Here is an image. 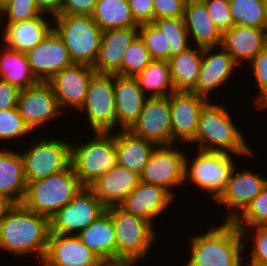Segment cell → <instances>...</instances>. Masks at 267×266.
<instances>
[{"label": "cell", "instance_id": "5b68a950", "mask_svg": "<svg viewBox=\"0 0 267 266\" xmlns=\"http://www.w3.org/2000/svg\"><path fill=\"white\" fill-rule=\"evenodd\" d=\"M116 237V264L138 263L147 256L157 238L155 226L149 221L126 212L120 206L106 208Z\"/></svg>", "mask_w": 267, "mask_h": 266}, {"label": "cell", "instance_id": "f546056e", "mask_svg": "<svg viewBox=\"0 0 267 266\" xmlns=\"http://www.w3.org/2000/svg\"><path fill=\"white\" fill-rule=\"evenodd\" d=\"M27 182L21 153L12 149H0V195L15 204H21L26 193Z\"/></svg>", "mask_w": 267, "mask_h": 266}, {"label": "cell", "instance_id": "ac0fdd59", "mask_svg": "<svg viewBox=\"0 0 267 266\" xmlns=\"http://www.w3.org/2000/svg\"><path fill=\"white\" fill-rule=\"evenodd\" d=\"M236 170L235 167L223 192L215 200L230 210L224 221L232 222L267 184V179L259 173L249 169L241 172Z\"/></svg>", "mask_w": 267, "mask_h": 266}, {"label": "cell", "instance_id": "7bdbcfd3", "mask_svg": "<svg viewBox=\"0 0 267 266\" xmlns=\"http://www.w3.org/2000/svg\"><path fill=\"white\" fill-rule=\"evenodd\" d=\"M241 231L243 239H249V232H253V245L250 255V261L248 263H253L259 266H267V226H255V227H238ZM249 228V229H248ZM247 230V231H246ZM251 230V231H250ZM253 230V231H252ZM248 235L246 236V234Z\"/></svg>", "mask_w": 267, "mask_h": 266}, {"label": "cell", "instance_id": "ffe728a7", "mask_svg": "<svg viewBox=\"0 0 267 266\" xmlns=\"http://www.w3.org/2000/svg\"><path fill=\"white\" fill-rule=\"evenodd\" d=\"M218 48V49H217ZM217 49L220 52H214ZM239 65L222 47L203 48L202 65L196 86L191 90L199 96L209 99V94L228 82L230 76Z\"/></svg>", "mask_w": 267, "mask_h": 266}, {"label": "cell", "instance_id": "484cf974", "mask_svg": "<svg viewBox=\"0 0 267 266\" xmlns=\"http://www.w3.org/2000/svg\"><path fill=\"white\" fill-rule=\"evenodd\" d=\"M42 14L34 19L16 23H6L0 31L3 44L12 50L27 53L38 45L53 29V19H45Z\"/></svg>", "mask_w": 267, "mask_h": 266}, {"label": "cell", "instance_id": "d590c367", "mask_svg": "<svg viewBox=\"0 0 267 266\" xmlns=\"http://www.w3.org/2000/svg\"><path fill=\"white\" fill-rule=\"evenodd\" d=\"M152 23L165 35L170 47V58L192 46L183 18H162Z\"/></svg>", "mask_w": 267, "mask_h": 266}, {"label": "cell", "instance_id": "7dc6e473", "mask_svg": "<svg viewBox=\"0 0 267 266\" xmlns=\"http://www.w3.org/2000/svg\"><path fill=\"white\" fill-rule=\"evenodd\" d=\"M97 0H63L61 14L91 16Z\"/></svg>", "mask_w": 267, "mask_h": 266}, {"label": "cell", "instance_id": "ab89813d", "mask_svg": "<svg viewBox=\"0 0 267 266\" xmlns=\"http://www.w3.org/2000/svg\"><path fill=\"white\" fill-rule=\"evenodd\" d=\"M138 35L144 41L153 60L168 61L170 59L169 43L163 32L153 23L140 25L138 28Z\"/></svg>", "mask_w": 267, "mask_h": 266}, {"label": "cell", "instance_id": "30bf717a", "mask_svg": "<svg viewBox=\"0 0 267 266\" xmlns=\"http://www.w3.org/2000/svg\"><path fill=\"white\" fill-rule=\"evenodd\" d=\"M87 114L91 132H114L116 112L114 74L95 73L89 83L86 99L79 110Z\"/></svg>", "mask_w": 267, "mask_h": 266}, {"label": "cell", "instance_id": "f5cc1de1", "mask_svg": "<svg viewBox=\"0 0 267 266\" xmlns=\"http://www.w3.org/2000/svg\"><path fill=\"white\" fill-rule=\"evenodd\" d=\"M136 263H118V264H107L106 266H135Z\"/></svg>", "mask_w": 267, "mask_h": 266}, {"label": "cell", "instance_id": "4fadbf2b", "mask_svg": "<svg viewBox=\"0 0 267 266\" xmlns=\"http://www.w3.org/2000/svg\"><path fill=\"white\" fill-rule=\"evenodd\" d=\"M17 108L31 131L60 116L61 108L52 86L40 81L32 87L20 90ZM47 122V123H46ZM41 127V128H40Z\"/></svg>", "mask_w": 267, "mask_h": 266}, {"label": "cell", "instance_id": "681fc988", "mask_svg": "<svg viewBox=\"0 0 267 266\" xmlns=\"http://www.w3.org/2000/svg\"><path fill=\"white\" fill-rule=\"evenodd\" d=\"M35 2L42 14H48L51 18L61 15L63 0H35Z\"/></svg>", "mask_w": 267, "mask_h": 266}, {"label": "cell", "instance_id": "5bb4252c", "mask_svg": "<svg viewBox=\"0 0 267 266\" xmlns=\"http://www.w3.org/2000/svg\"><path fill=\"white\" fill-rule=\"evenodd\" d=\"M208 102L209 99L192 91H174L169 95L172 145L178 141L191 144L195 139L200 112Z\"/></svg>", "mask_w": 267, "mask_h": 266}, {"label": "cell", "instance_id": "277c9868", "mask_svg": "<svg viewBox=\"0 0 267 266\" xmlns=\"http://www.w3.org/2000/svg\"><path fill=\"white\" fill-rule=\"evenodd\" d=\"M72 166L63 172L27 184L22 205L49 219L83 188Z\"/></svg>", "mask_w": 267, "mask_h": 266}, {"label": "cell", "instance_id": "836d02e7", "mask_svg": "<svg viewBox=\"0 0 267 266\" xmlns=\"http://www.w3.org/2000/svg\"><path fill=\"white\" fill-rule=\"evenodd\" d=\"M135 78L148 97H165L175 91L168 61L152 60Z\"/></svg>", "mask_w": 267, "mask_h": 266}, {"label": "cell", "instance_id": "b9f144b4", "mask_svg": "<svg viewBox=\"0 0 267 266\" xmlns=\"http://www.w3.org/2000/svg\"><path fill=\"white\" fill-rule=\"evenodd\" d=\"M250 70L255 77L258 97L253 99L256 109L267 108V45L249 62Z\"/></svg>", "mask_w": 267, "mask_h": 266}, {"label": "cell", "instance_id": "74e56055", "mask_svg": "<svg viewBox=\"0 0 267 266\" xmlns=\"http://www.w3.org/2000/svg\"><path fill=\"white\" fill-rule=\"evenodd\" d=\"M152 60L144 41L138 35L124 53L122 60V76L135 77L149 65Z\"/></svg>", "mask_w": 267, "mask_h": 266}, {"label": "cell", "instance_id": "d6a6232c", "mask_svg": "<svg viewBox=\"0 0 267 266\" xmlns=\"http://www.w3.org/2000/svg\"><path fill=\"white\" fill-rule=\"evenodd\" d=\"M91 17L102 31L140 26L134 20L128 0H97Z\"/></svg>", "mask_w": 267, "mask_h": 266}, {"label": "cell", "instance_id": "52a82bcc", "mask_svg": "<svg viewBox=\"0 0 267 266\" xmlns=\"http://www.w3.org/2000/svg\"><path fill=\"white\" fill-rule=\"evenodd\" d=\"M84 144L71 143V166L84 187L117 165L115 140L112 132H93Z\"/></svg>", "mask_w": 267, "mask_h": 266}, {"label": "cell", "instance_id": "816d5d0a", "mask_svg": "<svg viewBox=\"0 0 267 266\" xmlns=\"http://www.w3.org/2000/svg\"><path fill=\"white\" fill-rule=\"evenodd\" d=\"M263 30L265 32L266 39H267V0H266V3H265V22H264Z\"/></svg>", "mask_w": 267, "mask_h": 266}, {"label": "cell", "instance_id": "1f68e13d", "mask_svg": "<svg viewBox=\"0 0 267 266\" xmlns=\"http://www.w3.org/2000/svg\"><path fill=\"white\" fill-rule=\"evenodd\" d=\"M0 48V79L20 90L32 87L40 81L31 71L26 53L1 46Z\"/></svg>", "mask_w": 267, "mask_h": 266}, {"label": "cell", "instance_id": "603a6c76", "mask_svg": "<svg viewBox=\"0 0 267 266\" xmlns=\"http://www.w3.org/2000/svg\"><path fill=\"white\" fill-rule=\"evenodd\" d=\"M147 98L135 77L114 74L116 128L129 130L137 121Z\"/></svg>", "mask_w": 267, "mask_h": 266}, {"label": "cell", "instance_id": "ee69618b", "mask_svg": "<svg viewBox=\"0 0 267 266\" xmlns=\"http://www.w3.org/2000/svg\"><path fill=\"white\" fill-rule=\"evenodd\" d=\"M207 7L208 13L216 25V28L223 34L234 26L230 13L229 0H202Z\"/></svg>", "mask_w": 267, "mask_h": 266}, {"label": "cell", "instance_id": "3957f363", "mask_svg": "<svg viewBox=\"0 0 267 266\" xmlns=\"http://www.w3.org/2000/svg\"><path fill=\"white\" fill-rule=\"evenodd\" d=\"M226 107L210 101L201 110L195 139L199 150L234 153L248 156L251 153L247 140L236 127Z\"/></svg>", "mask_w": 267, "mask_h": 266}, {"label": "cell", "instance_id": "8992f818", "mask_svg": "<svg viewBox=\"0 0 267 266\" xmlns=\"http://www.w3.org/2000/svg\"><path fill=\"white\" fill-rule=\"evenodd\" d=\"M53 29L62 38L73 63L94 66L102 30L89 15L61 14L54 18Z\"/></svg>", "mask_w": 267, "mask_h": 266}, {"label": "cell", "instance_id": "d6986e66", "mask_svg": "<svg viewBox=\"0 0 267 266\" xmlns=\"http://www.w3.org/2000/svg\"><path fill=\"white\" fill-rule=\"evenodd\" d=\"M26 55L32 73L42 82L74 64L62 38L54 29Z\"/></svg>", "mask_w": 267, "mask_h": 266}, {"label": "cell", "instance_id": "44dd1931", "mask_svg": "<svg viewBox=\"0 0 267 266\" xmlns=\"http://www.w3.org/2000/svg\"><path fill=\"white\" fill-rule=\"evenodd\" d=\"M174 198L161 186L140 182L119 206L126 212L141 217L154 225L155 218L164 214L170 204L174 202Z\"/></svg>", "mask_w": 267, "mask_h": 266}, {"label": "cell", "instance_id": "9c48e42d", "mask_svg": "<svg viewBox=\"0 0 267 266\" xmlns=\"http://www.w3.org/2000/svg\"><path fill=\"white\" fill-rule=\"evenodd\" d=\"M21 152L27 184L63 172L71 166V143L67 140L39 138Z\"/></svg>", "mask_w": 267, "mask_h": 266}, {"label": "cell", "instance_id": "f35d334b", "mask_svg": "<svg viewBox=\"0 0 267 266\" xmlns=\"http://www.w3.org/2000/svg\"><path fill=\"white\" fill-rule=\"evenodd\" d=\"M40 15L42 13L35 0H7L0 5V26L4 23L28 21Z\"/></svg>", "mask_w": 267, "mask_h": 266}, {"label": "cell", "instance_id": "4dcf8cb0", "mask_svg": "<svg viewBox=\"0 0 267 266\" xmlns=\"http://www.w3.org/2000/svg\"><path fill=\"white\" fill-rule=\"evenodd\" d=\"M193 47L194 45L168 60L175 91H191L196 86L202 65L203 48Z\"/></svg>", "mask_w": 267, "mask_h": 266}, {"label": "cell", "instance_id": "8fae6325", "mask_svg": "<svg viewBox=\"0 0 267 266\" xmlns=\"http://www.w3.org/2000/svg\"><path fill=\"white\" fill-rule=\"evenodd\" d=\"M106 207L89 187L81 191L50 219V233L78 235L101 214Z\"/></svg>", "mask_w": 267, "mask_h": 266}, {"label": "cell", "instance_id": "60d3db41", "mask_svg": "<svg viewBox=\"0 0 267 266\" xmlns=\"http://www.w3.org/2000/svg\"><path fill=\"white\" fill-rule=\"evenodd\" d=\"M31 133L17 107L0 111V140L11 141Z\"/></svg>", "mask_w": 267, "mask_h": 266}, {"label": "cell", "instance_id": "e0dca14e", "mask_svg": "<svg viewBox=\"0 0 267 266\" xmlns=\"http://www.w3.org/2000/svg\"><path fill=\"white\" fill-rule=\"evenodd\" d=\"M95 73L92 66L74 63L47 81L53 88L61 110L68 107L75 111L81 109L90 80Z\"/></svg>", "mask_w": 267, "mask_h": 266}, {"label": "cell", "instance_id": "8d00e7d4", "mask_svg": "<svg viewBox=\"0 0 267 266\" xmlns=\"http://www.w3.org/2000/svg\"><path fill=\"white\" fill-rule=\"evenodd\" d=\"M232 222L237 227L267 226V184Z\"/></svg>", "mask_w": 267, "mask_h": 266}, {"label": "cell", "instance_id": "9a60e30c", "mask_svg": "<svg viewBox=\"0 0 267 266\" xmlns=\"http://www.w3.org/2000/svg\"><path fill=\"white\" fill-rule=\"evenodd\" d=\"M129 130L157 146L172 145L169 96L148 97L137 121Z\"/></svg>", "mask_w": 267, "mask_h": 266}, {"label": "cell", "instance_id": "d4e9b609", "mask_svg": "<svg viewBox=\"0 0 267 266\" xmlns=\"http://www.w3.org/2000/svg\"><path fill=\"white\" fill-rule=\"evenodd\" d=\"M267 45L263 28L234 25L222 34L221 45L241 67L248 63Z\"/></svg>", "mask_w": 267, "mask_h": 266}, {"label": "cell", "instance_id": "6da1fadb", "mask_svg": "<svg viewBox=\"0 0 267 266\" xmlns=\"http://www.w3.org/2000/svg\"><path fill=\"white\" fill-rule=\"evenodd\" d=\"M50 236V219L15 204L0 222V250L17 256L34 254L41 263Z\"/></svg>", "mask_w": 267, "mask_h": 266}, {"label": "cell", "instance_id": "7402d4cb", "mask_svg": "<svg viewBox=\"0 0 267 266\" xmlns=\"http://www.w3.org/2000/svg\"><path fill=\"white\" fill-rule=\"evenodd\" d=\"M139 27L109 29L102 32L96 73L122 75V60L126 49L138 36Z\"/></svg>", "mask_w": 267, "mask_h": 266}, {"label": "cell", "instance_id": "f907efd6", "mask_svg": "<svg viewBox=\"0 0 267 266\" xmlns=\"http://www.w3.org/2000/svg\"><path fill=\"white\" fill-rule=\"evenodd\" d=\"M15 203L6 196L0 195V222L7 213L14 207Z\"/></svg>", "mask_w": 267, "mask_h": 266}, {"label": "cell", "instance_id": "c3c4849f", "mask_svg": "<svg viewBox=\"0 0 267 266\" xmlns=\"http://www.w3.org/2000/svg\"><path fill=\"white\" fill-rule=\"evenodd\" d=\"M20 89L0 79V111L17 107Z\"/></svg>", "mask_w": 267, "mask_h": 266}, {"label": "cell", "instance_id": "db71d44e", "mask_svg": "<svg viewBox=\"0 0 267 266\" xmlns=\"http://www.w3.org/2000/svg\"><path fill=\"white\" fill-rule=\"evenodd\" d=\"M246 265H247V266H248V265H249V266H259V265H255V264H253V263H248V262L245 264V266H246ZM242 266H244V264H242Z\"/></svg>", "mask_w": 267, "mask_h": 266}, {"label": "cell", "instance_id": "7a4b0ae2", "mask_svg": "<svg viewBox=\"0 0 267 266\" xmlns=\"http://www.w3.org/2000/svg\"><path fill=\"white\" fill-rule=\"evenodd\" d=\"M185 266H242L245 242L239 228L230 221L208 228L191 238ZM243 251V252H242Z\"/></svg>", "mask_w": 267, "mask_h": 266}, {"label": "cell", "instance_id": "11a10c76", "mask_svg": "<svg viewBox=\"0 0 267 266\" xmlns=\"http://www.w3.org/2000/svg\"><path fill=\"white\" fill-rule=\"evenodd\" d=\"M7 0H0V5H2Z\"/></svg>", "mask_w": 267, "mask_h": 266}, {"label": "cell", "instance_id": "bcb514c9", "mask_svg": "<svg viewBox=\"0 0 267 266\" xmlns=\"http://www.w3.org/2000/svg\"><path fill=\"white\" fill-rule=\"evenodd\" d=\"M134 20L139 24L154 21L153 0H128Z\"/></svg>", "mask_w": 267, "mask_h": 266}, {"label": "cell", "instance_id": "ba28073f", "mask_svg": "<svg viewBox=\"0 0 267 266\" xmlns=\"http://www.w3.org/2000/svg\"><path fill=\"white\" fill-rule=\"evenodd\" d=\"M192 159L185 158V182L194 183L216 200L226 187L235 168L232 154L199 150Z\"/></svg>", "mask_w": 267, "mask_h": 266}, {"label": "cell", "instance_id": "7c38bea8", "mask_svg": "<svg viewBox=\"0 0 267 266\" xmlns=\"http://www.w3.org/2000/svg\"><path fill=\"white\" fill-rule=\"evenodd\" d=\"M175 145L157 146L140 174V182L165 188L174 197L172 190L185 183V152Z\"/></svg>", "mask_w": 267, "mask_h": 266}, {"label": "cell", "instance_id": "cb8c5ba5", "mask_svg": "<svg viewBox=\"0 0 267 266\" xmlns=\"http://www.w3.org/2000/svg\"><path fill=\"white\" fill-rule=\"evenodd\" d=\"M140 183V176L131 170L115 165L100 176L89 188L108 208L119 206Z\"/></svg>", "mask_w": 267, "mask_h": 266}, {"label": "cell", "instance_id": "f1b7e54d", "mask_svg": "<svg viewBox=\"0 0 267 266\" xmlns=\"http://www.w3.org/2000/svg\"><path fill=\"white\" fill-rule=\"evenodd\" d=\"M107 264H116V237L110 214L105 211L78 235Z\"/></svg>", "mask_w": 267, "mask_h": 266}, {"label": "cell", "instance_id": "2e32d148", "mask_svg": "<svg viewBox=\"0 0 267 266\" xmlns=\"http://www.w3.org/2000/svg\"><path fill=\"white\" fill-rule=\"evenodd\" d=\"M42 266H106L77 235L50 233Z\"/></svg>", "mask_w": 267, "mask_h": 266}, {"label": "cell", "instance_id": "f6af8a7d", "mask_svg": "<svg viewBox=\"0 0 267 266\" xmlns=\"http://www.w3.org/2000/svg\"><path fill=\"white\" fill-rule=\"evenodd\" d=\"M187 0H153L154 20L183 18Z\"/></svg>", "mask_w": 267, "mask_h": 266}, {"label": "cell", "instance_id": "4316f807", "mask_svg": "<svg viewBox=\"0 0 267 266\" xmlns=\"http://www.w3.org/2000/svg\"><path fill=\"white\" fill-rule=\"evenodd\" d=\"M183 19L189 39L194 40L195 46L208 48L221 45L222 34L216 28L202 0H187Z\"/></svg>", "mask_w": 267, "mask_h": 266}, {"label": "cell", "instance_id": "e575fe53", "mask_svg": "<svg viewBox=\"0 0 267 266\" xmlns=\"http://www.w3.org/2000/svg\"><path fill=\"white\" fill-rule=\"evenodd\" d=\"M266 0H229L234 25L263 28Z\"/></svg>", "mask_w": 267, "mask_h": 266}, {"label": "cell", "instance_id": "83f0119b", "mask_svg": "<svg viewBox=\"0 0 267 266\" xmlns=\"http://www.w3.org/2000/svg\"><path fill=\"white\" fill-rule=\"evenodd\" d=\"M114 134L117 165L125 167L139 176L157 147L153 142L136 136L130 130H118Z\"/></svg>", "mask_w": 267, "mask_h": 266}]
</instances>
